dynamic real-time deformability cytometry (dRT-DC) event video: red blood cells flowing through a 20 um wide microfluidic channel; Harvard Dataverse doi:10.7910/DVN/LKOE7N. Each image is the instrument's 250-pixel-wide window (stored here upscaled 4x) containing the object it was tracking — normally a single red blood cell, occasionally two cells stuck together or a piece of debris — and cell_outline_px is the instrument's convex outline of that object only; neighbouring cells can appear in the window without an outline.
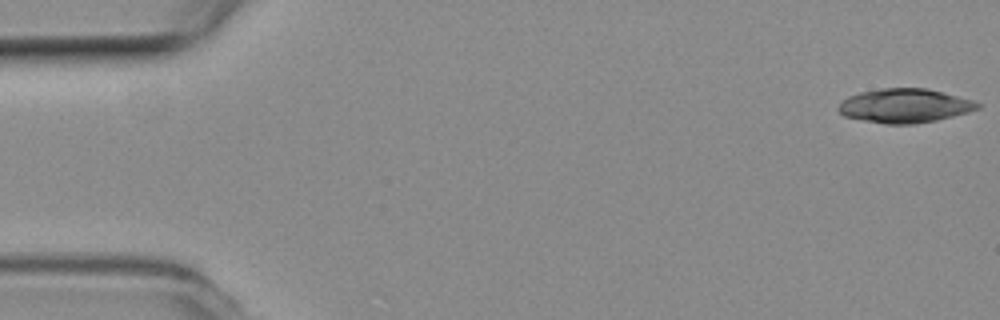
{"species": "common noctule bat (a hibernating species)", "species_latin": "Nyctalus noctula", "temperature_condition": "room temperature", "stored_images_in_passage": 9, "camera_frame_rate_fps": 3000, "um_per_image_px": 0.085, "animal": {"sex": "female", "body_mass_g": 19.3, "forearm_length_mm": 54.1}, "frame": {"image": 1, "passage_image": 1, "time_ms": 0.0, "image_size_px": [1000, 320], "cell_outline_px": [[980, 108], [968, 112], [936, 120], [916, 124], [884, 124], [844, 116], [836, 108], [848, 96], [860, 92], [880, 88], [924, 88], [972, 100], [980, 104]], "centroid_in_image_um": [76.87, 8.99], "position_along_channel_um": 8.1, "area_um2": 27.34}}